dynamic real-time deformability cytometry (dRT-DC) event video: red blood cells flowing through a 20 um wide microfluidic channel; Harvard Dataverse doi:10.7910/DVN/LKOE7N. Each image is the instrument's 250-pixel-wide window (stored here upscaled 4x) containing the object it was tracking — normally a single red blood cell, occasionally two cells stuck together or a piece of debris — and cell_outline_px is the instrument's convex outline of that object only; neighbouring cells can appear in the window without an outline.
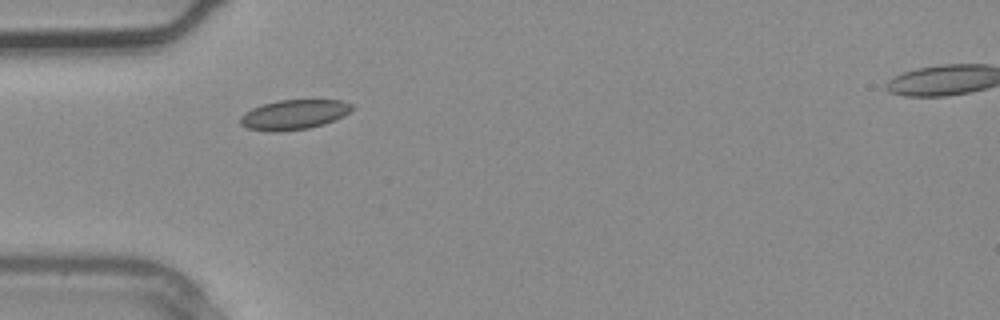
{"species": "common noctule bat (a hibernating species)", "species_latin": "Nyctalus noctula", "temperature_condition": "warm", "stored_images_in_passage": 2, "camera_frame_rate_fps": 3000, "um_per_image_px": 0.085, "animal": {"sex": "male", "body_mass_g": 20.4}, "frame": {"image": 1, "passage_image": 1, "time_ms": 0.0, "image_size_px": [1000, 320], "cell_outline_px": [[356, 108], [344, 116], [336, 120], [324, 124], [308, 128], [276, 132], [268, 132], [248, 128], [240, 124], [240, 116], [244, 112], [252, 108], [264, 104], [280, 100], [344, 100], [352, 104]], "centroid_in_image_um": [25.02, 9.74], "position_along_channel_um": 60.0, "area_um2": 19.59}}
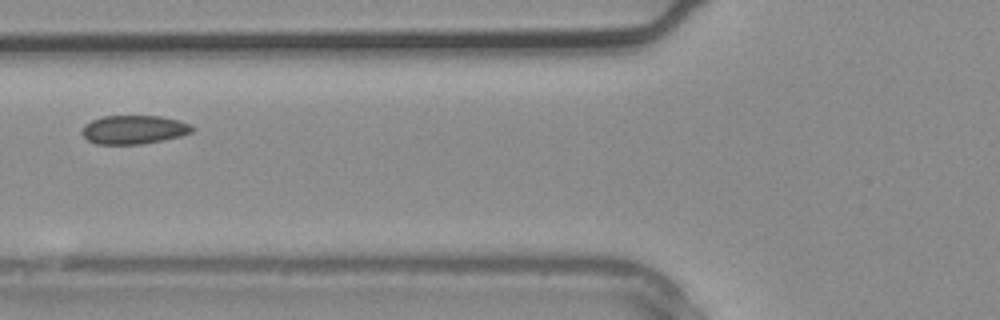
{"frame": {"image": 2, "passage_image": 2, "time_ms": 0.333, "image_size_px": [1000, 320], "cell_outline_px": [[196, 128], [192, 132], [180, 136], [164, 140], [140, 144], [96, 144], [88, 140], [80, 132], [84, 124], [92, 120], [104, 116], [160, 116], [180, 120], [192, 124]], "centroid_in_image_um": [11.4, 11.01], "position_along_channel_um": 114.4, "area_um2": 18.61}}